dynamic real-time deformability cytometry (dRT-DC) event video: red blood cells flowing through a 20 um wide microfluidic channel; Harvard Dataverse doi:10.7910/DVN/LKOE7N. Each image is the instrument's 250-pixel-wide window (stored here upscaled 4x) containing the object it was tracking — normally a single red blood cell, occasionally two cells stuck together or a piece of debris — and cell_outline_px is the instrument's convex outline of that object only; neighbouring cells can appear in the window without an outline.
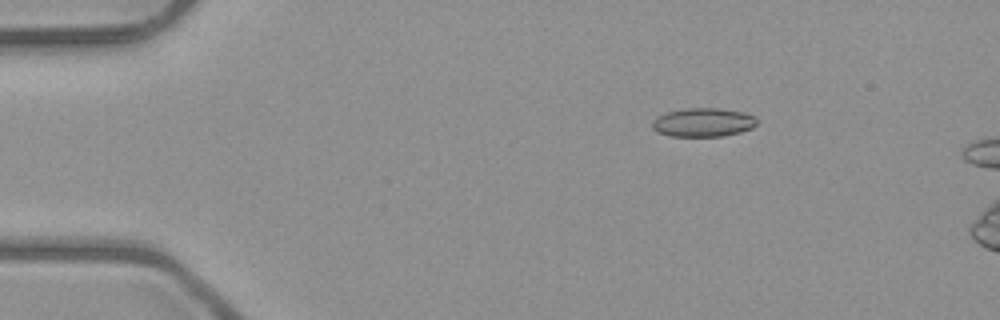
{"species": "common noctule bat (a hibernating species)", "species_latin": "Nyctalus noctula", "temperature_condition": "room temperature", "stored_images_in_passage": 5, "camera_frame_rate_fps": 3000, "um_per_image_px": 0.085, "animal": {"sex": "male", "body_mass_g": 23.1, "forearm_length_mm": 52.7}, "frame": {"image": 1, "passage_image": 5, "time_ms": 5.333, "image_size_px": [1000, 320], "cell_outline_px": [[756, 124], [752, 128], [740, 132], [724, 136], [668, 136], [656, 132], [652, 128], [652, 120], [664, 112], [688, 108], [720, 108], [744, 112], [756, 116]], "centroid_in_image_um": [59.75, 10.4], "position_along_channel_um": 25.3, "area_um2": 17.74}}